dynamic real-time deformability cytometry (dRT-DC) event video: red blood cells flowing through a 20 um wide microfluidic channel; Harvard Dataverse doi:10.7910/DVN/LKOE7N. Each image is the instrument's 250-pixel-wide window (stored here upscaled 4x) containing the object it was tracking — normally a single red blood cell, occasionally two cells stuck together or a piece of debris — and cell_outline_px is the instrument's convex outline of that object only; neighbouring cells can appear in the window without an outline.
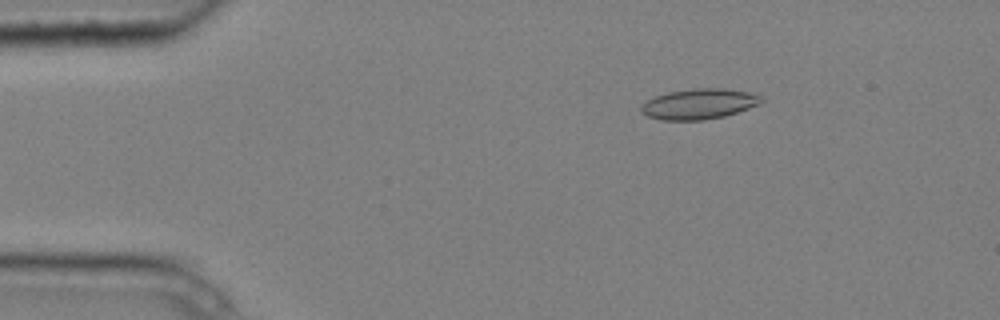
{"species": "common noctule bat (a hibernating species)", "species_latin": "Nyctalus noctula", "temperature_condition": "cold", "stored_images_in_passage": 5, "camera_frame_rate_fps": 3000, "um_per_image_px": 0.085, "animal": {"sex": "male", "body_mass_g": 20.4}, "frame": {"image": 1, "passage_image": 3, "time_ms": 0.667, "image_size_px": [1000, 320], "cell_outline_px": [[764, 100], [760, 104], [724, 116], [704, 120], [660, 120], [648, 116], [640, 112], [640, 108], [648, 100], [656, 96], [668, 92], [692, 88], [724, 88], [752, 92], [760, 96]], "centroid_in_image_um": [59.43, 8.83], "position_along_channel_um": 25.6, "area_um2": 21.33}}